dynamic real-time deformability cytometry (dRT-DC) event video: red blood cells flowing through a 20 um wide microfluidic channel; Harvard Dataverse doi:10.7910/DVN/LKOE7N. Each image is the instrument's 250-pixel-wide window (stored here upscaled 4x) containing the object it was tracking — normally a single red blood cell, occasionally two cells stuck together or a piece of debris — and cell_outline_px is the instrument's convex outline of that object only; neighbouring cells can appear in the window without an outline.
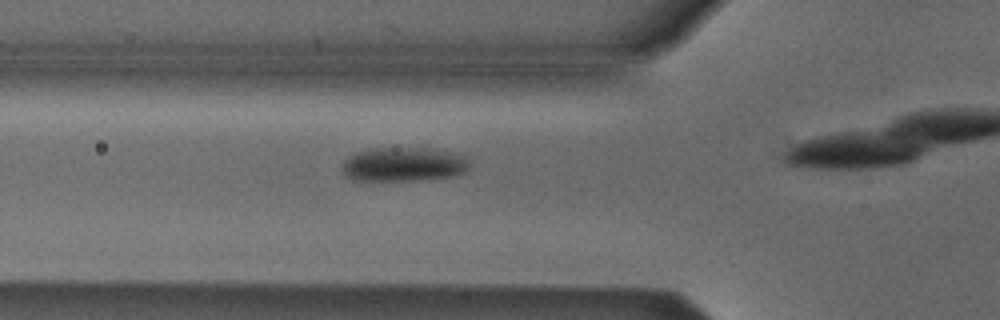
{"species": "Egyptian fruit bat (a non-hibernating species)", "species_latin": "Rousettus aegyptiacus", "temperature_condition": "cold", "stored_images_in_passage": 11, "camera_frame_rate_fps": 3000, "um_per_image_px": 0.085, "animal": {"sex": "male"}, "frame": {"image": 1, "passage_image": 7, "time_ms": 2.0, "image_size_px": [1000, 320], "cell_outline_px": [[468, 168], [464, 172], [452, 176], [420, 180], [352, 180], [344, 176], [340, 164], [348, 156], [356, 152], [368, 148], [428, 148], [448, 152], [464, 156], [468, 160]], "centroid_in_image_um": [34.22, 13.97], "position_along_channel_um": 91.6, "area_um2": 25.43}}
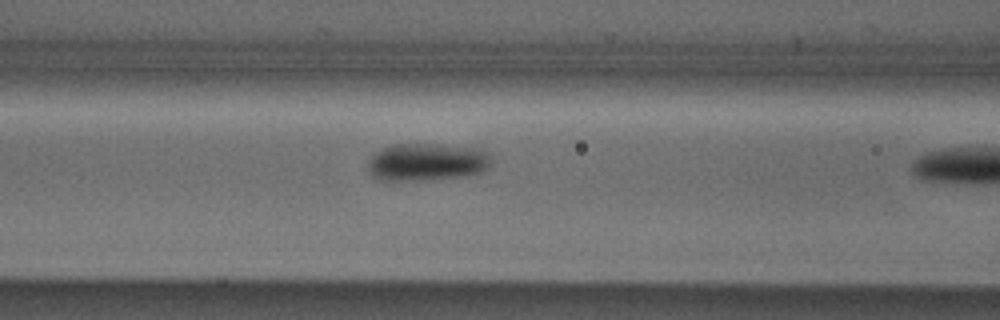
{"frame": {"image": 2, "passage_image": 10, "time_ms": 3.0, "image_size_px": [1000, 320], "cell_outline_px": [[488, 168], [480, 172], [456, 176], [420, 180], [380, 180], [372, 176], [368, 168], [368, 164], [372, 156], [376, 152], [392, 144], [440, 144], [476, 148], [488, 152]], "centroid_in_image_um": [36.23, 13.75], "position_along_channel_um": 130.4, "area_um2": 26.47}}